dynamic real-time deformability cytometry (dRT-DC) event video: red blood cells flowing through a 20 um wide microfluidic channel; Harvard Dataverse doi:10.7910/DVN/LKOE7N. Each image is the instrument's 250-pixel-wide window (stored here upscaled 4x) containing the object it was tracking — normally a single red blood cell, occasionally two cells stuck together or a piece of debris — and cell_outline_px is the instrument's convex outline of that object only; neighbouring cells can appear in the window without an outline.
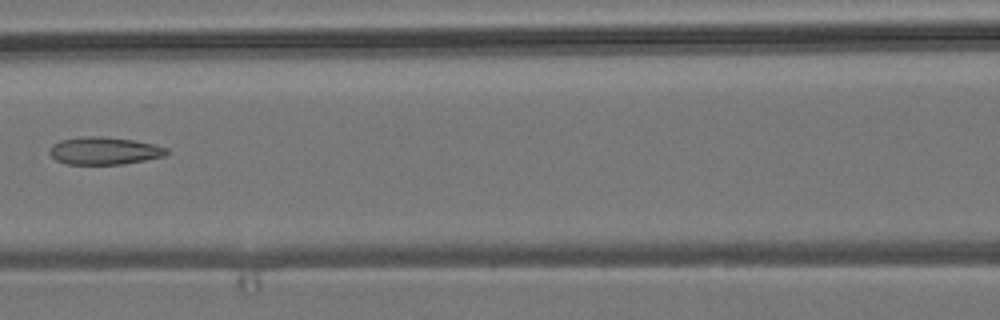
{"species": "common noctule bat (a hibernating species)", "species_latin": "Nyctalus noctula", "temperature_condition": "room temperature", "stored_images_in_passage": 7, "camera_frame_rate_fps": 3000, "um_per_image_px": 0.085, "animal": {"sex": "male", "body_mass_g": 19.2, "forearm_length_mm": 51.8}, "frame": {"image": 1, "passage_image": 7, "time_ms": 7.0, "image_size_px": [1000, 320], "cell_outline_px": [[168, 152], [164, 156], [124, 164], [68, 164], [56, 160], [48, 152], [52, 144], [60, 140], [80, 136], [100, 136], [132, 140], [156, 144], [168, 148]], "centroid_in_image_um": [8.85, 12.81], "position_along_channel_um": 157.8, "area_um2": 18.84}}